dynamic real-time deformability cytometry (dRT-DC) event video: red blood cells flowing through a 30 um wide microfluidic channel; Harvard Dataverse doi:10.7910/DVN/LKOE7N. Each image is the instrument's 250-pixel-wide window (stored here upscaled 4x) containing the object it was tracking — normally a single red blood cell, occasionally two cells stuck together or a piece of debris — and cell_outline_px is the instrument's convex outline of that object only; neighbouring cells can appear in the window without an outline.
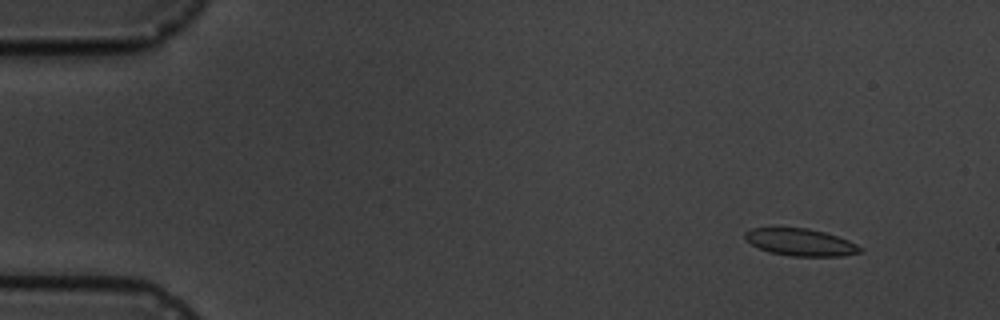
{"species": "common noctule bat (a hibernating species)", "species_latin": "Nyctalus noctula", "temperature_condition": "cold", "stored_images_in_passage": 5, "camera_frame_rate_fps": 3000, "um_per_image_px": 0.085, "animal": {"sex": "male", "body_mass_g": 19.5, "forearm_length_mm": 54.6}, "frame": {"image": 1, "passage_image": 1, "time_ms": 0.0, "image_size_px": [1000, 320], "cell_outline_px": [[864, 248], [860, 252], [840, 256], [792, 256], [768, 252], [752, 244], [744, 236], [744, 232], [752, 228], [808, 228], [824, 232], [848, 240]], "centroid_in_image_um": [68.05, 20.59], "position_along_channel_um": 17.0, "area_um2": 18.03}}
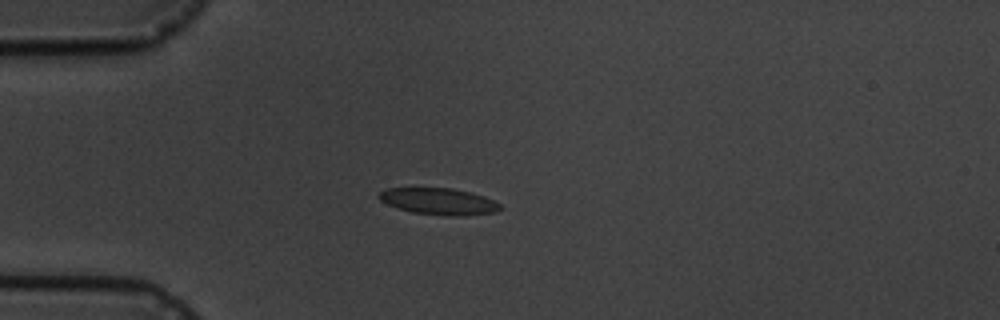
{"frame": {"image": 2, "passage_image": 4, "time_ms": 3.333, "image_size_px": [1000, 320], "cell_outline_px": [[504, 208], [496, 212], [464, 216], [444, 216], [412, 212], [396, 208], [380, 200], [376, 196], [380, 192], [388, 188], [452, 188], [484, 196], [500, 204]], "centroid_in_image_um": [37.3, 17.13], "position_along_channel_um": 47.7, "area_um2": 18.9}}
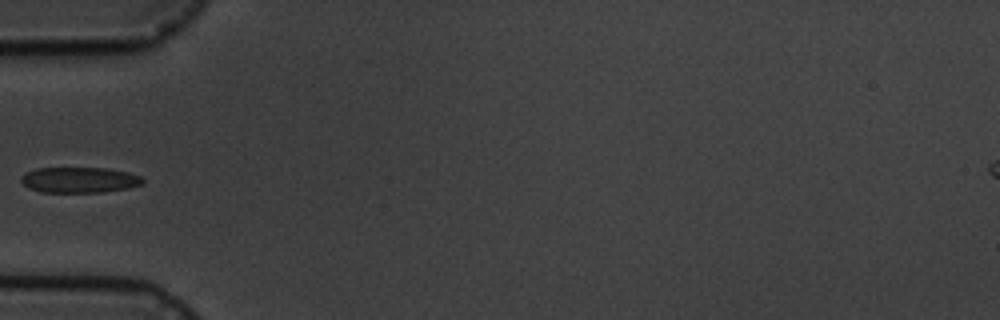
{"frame": {"image": 3, "passage_image": 5, "time_ms": 4.667, "image_size_px": [1000, 320], "cell_outline_px": [[144, 184], [128, 188], [100, 192], [40, 192], [28, 188], [20, 180], [20, 176], [36, 168], [108, 168], [128, 172], [140, 176], [144, 180]], "centroid_in_image_um": [6.75, 15.29], "position_along_channel_um": 78.2, "area_um2": 18.21}}